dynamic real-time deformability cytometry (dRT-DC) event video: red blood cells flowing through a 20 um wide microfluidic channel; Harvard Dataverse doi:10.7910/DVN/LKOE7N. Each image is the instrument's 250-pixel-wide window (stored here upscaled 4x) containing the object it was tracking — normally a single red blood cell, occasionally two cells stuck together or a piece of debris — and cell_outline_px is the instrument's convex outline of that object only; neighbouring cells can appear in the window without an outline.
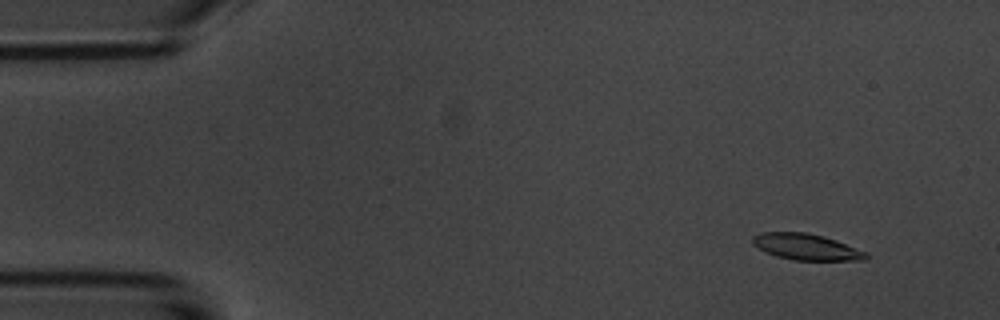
{"species": "common noctule bat (a hibernating species)", "species_latin": "Nyctalus noctula", "temperature_condition": "room temperature", "stored_images_in_passage": 6, "camera_frame_rate_fps": 3000, "um_per_image_px": 0.085, "animal": {"sex": "male", "body_mass_g": 20.1, "forearm_length_mm": 53.5}, "frame": {"image": 1, "passage_image": 2, "time_ms": 1.333, "image_size_px": [1000, 320], "cell_outline_px": [[868, 256], [864, 260], [792, 260], [776, 256], [752, 244], [752, 236], [760, 232], [808, 232], [824, 236], [836, 240], [868, 252]], "centroid_in_image_um": [68.54, 20.97], "position_along_channel_um": 16.5, "area_um2": 17.34}}
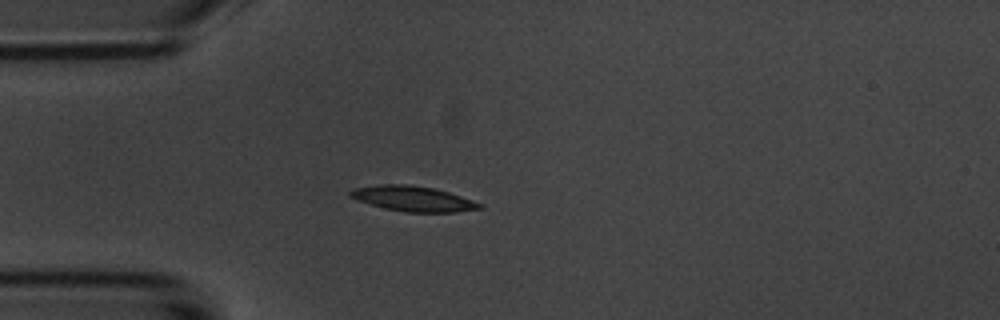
{"frame": {"image": 2, "passage_image": 5, "time_ms": 4.667, "image_size_px": [1000, 320], "cell_outline_px": [[484, 208], [456, 212], [404, 212], [384, 208], [356, 200], [348, 196], [348, 192], [352, 188], [380, 184], [408, 184], [432, 188], [448, 192], [484, 204]], "centroid_in_image_um": [35.08, 16.89], "position_along_channel_um": 49.9, "area_um2": 19.13}}